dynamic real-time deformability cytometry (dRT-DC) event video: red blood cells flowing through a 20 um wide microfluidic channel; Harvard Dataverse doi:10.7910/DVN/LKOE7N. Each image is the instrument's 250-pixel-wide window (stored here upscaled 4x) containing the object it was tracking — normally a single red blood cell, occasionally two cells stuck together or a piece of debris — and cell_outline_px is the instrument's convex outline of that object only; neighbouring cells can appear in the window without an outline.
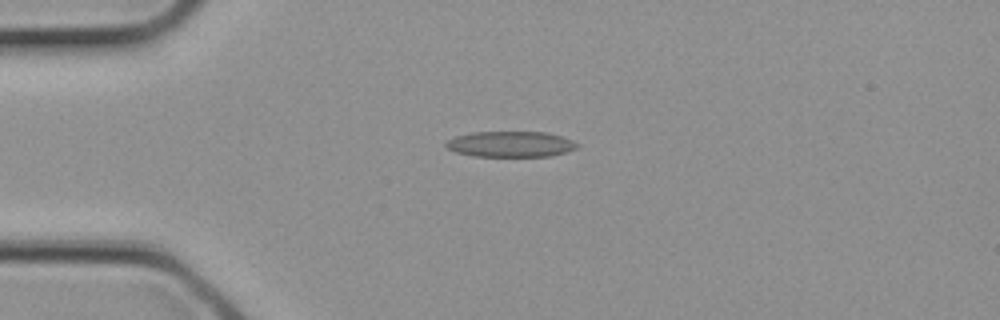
{"species": "common noctule bat (a hibernating species)", "species_latin": "Nyctalus noctula", "temperature_condition": "cold", "stored_images_in_passage": 1, "camera_frame_rate_fps": 3000, "um_per_image_px": 0.085, "animal": {"sex": "female", "body_mass_g": 21.9}, "frame": {"image": 1, "passage_image": 1, "time_ms": 0.0, "image_size_px": [1000, 320], "cell_outline_px": [[580, 144], [576, 148], [552, 156], [472, 156], [456, 152], [448, 148], [444, 144], [448, 140], [456, 136], [472, 132], [544, 132], [560, 136], [572, 140]], "centroid_in_image_um": [43.39, 12.25], "position_along_channel_um": 41.6, "area_um2": 19.54}}